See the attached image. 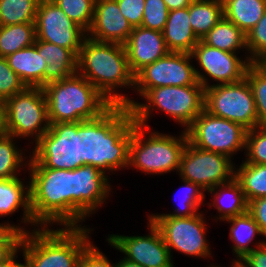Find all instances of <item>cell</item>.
<instances>
[{
	"instance_id": "bcb514c9",
	"label": "cell",
	"mask_w": 266,
	"mask_h": 267,
	"mask_svg": "<svg viewBox=\"0 0 266 267\" xmlns=\"http://www.w3.org/2000/svg\"><path fill=\"white\" fill-rule=\"evenodd\" d=\"M19 252H21V248H19L17 251H15L7 260H5L4 262H1L0 267H27L23 252L21 254H22V257L24 259V264L17 262V261H19L17 259Z\"/></svg>"
},
{
	"instance_id": "f6af8a7d",
	"label": "cell",
	"mask_w": 266,
	"mask_h": 267,
	"mask_svg": "<svg viewBox=\"0 0 266 267\" xmlns=\"http://www.w3.org/2000/svg\"><path fill=\"white\" fill-rule=\"evenodd\" d=\"M250 267H266V243L258 248L253 249L244 257Z\"/></svg>"
},
{
	"instance_id": "c3c4849f",
	"label": "cell",
	"mask_w": 266,
	"mask_h": 267,
	"mask_svg": "<svg viewBox=\"0 0 266 267\" xmlns=\"http://www.w3.org/2000/svg\"><path fill=\"white\" fill-rule=\"evenodd\" d=\"M193 0H164L169 11L189 7Z\"/></svg>"
},
{
	"instance_id": "1f68e13d",
	"label": "cell",
	"mask_w": 266,
	"mask_h": 267,
	"mask_svg": "<svg viewBox=\"0 0 266 267\" xmlns=\"http://www.w3.org/2000/svg\"><path fill=\"white\" fill-rule=\"evenodd\" d=\"M182 186L179 188L180 190L177 191L179 193L177 199V203L179 207H176L173 209L171 213H163V214H157L153 213L152 215L148 216H171V217H191L193 215H196L199 211V208L201 206H204L203 201L206 198L205 191L200 188L195 183H192L190 181H186L182 179ZM176 195V193L174 194Z\"/></svg>"
},
{
	"instance_id": "f907efd6",
	"label": "cell",
	"mask_w": 266,
	"mask_h": 267,
	"mask_svg": "<svg viewBox=\"0 0 266 267\" xmlns=\"http://www.w3.org/2000/svg\"><path fill=\"white\" fill-rule=\"evenodd\" d=\"M266 75V54L253 62Z\"/></svg>"
},
{
	"instance_id": "5bb4252c",
	"label": "cell",
	"mask_w": 266,
	"mask_h": 267,
	"mask_svg": "<svg viewBox=\"0 0 266 267\" xmlns=\"http://www.w3.org/2000/svg\"><path fill=\"white\" fill-rule=\"evenodd\" d=\"M191 59L193 60L191 53L168 52L135 75L134 92L142 99L152 88L201 85Z\"/></svg>"
},
{
	"instance_id": "e0dca14e",
	"label": "cell",
	"mask_w": 266,
	"mask_h": 267,
	"mask_svg": "<svg viewBox=\"0 0 266 267\" xmlns=\"http://www.w3.org/2000/svg\"><path fill=\"white\" fill-rule=\"evenodd\" d=\"M36 40L70 49L77 57L87 33L52 0H40L35 19Z\"/></svg>"
},
{
	"instance_id": "f5cc1de1",
	"label": "cell",
	"mask_w": 266,
	"mask_h": 267,
	"mask_svg": "<svg viewBox=\"0 0 266 267\" xmlns=\"http://www.w3.org/2000/svg\"><path fill=\"white\" fill-rule=\"evenodd\" d=\"M230 267H250L243 257L232 260Z\"/></svg>"
},
{
	"instance_id": "f35d334b",
	"label": "cell",
	"mask_w": 266,
	"mask_h": 267,
	"mask_svg": "<svg viewBox=\"0 0 266 267\" xmlns=\"http://www.w3.org/2000/svg\"><path fill=\"white\" fill-rule=\"evenodd\" d=\"M247 54L252 63L266 54V11L258 23L246 33Z\"/></svg>"
},
{
	"instance_id": "d590c367",
	"label": "cell",
	"mask_w": 266,
	"mask_h": 267,
	"mask_svg": "<svg viewBox=\"0 0 266 267\" xmlns=\"http://www.w3.org/2000/svg\"><path fill=\"white\" fill-rule=\"evenodd\" d=\"M245 78L254 96L258 126L266 127V75L251 63L246 70Z\"/></svg>"
},
{
	"instance_id": "52a82bcc",
	"label": "cell",
	"mask_w": 266,
	"mask_h": 267,
	"mask_svg": "<svg viewBox=\"0 0 266 267\" xmlns=\"http://www.w3.org/2000/svg\"><path fill=\"white\" fill-rule=\"evenodd\" d=\"M142 98L144 102L131 99L135 123L149 127L150 115L159 110L185 131L204 110L205 88L202 85L163 86L150 89Z\"/></svg>"
},
{
	"instance_id": "2e32d148",
	"label": "cell",
	"mask_w": 266,
	"mask_h": 267,
	"mask_svg": "<svg viewBox=\"0 0 266 267\" xmlns=\"http://www.w3.org/2000/svg\"><path fill=\"white\" fill-rule=\"evenodd\" d=\"M148 220L149 233L144 236H126L111 234L106 238L110 247L122 254L124 259L140 264L143 267H175L174 260L159 229Z\"/></svg>"
},
{
	"instance_id": "7c38bea8",
	"label": "cell",
	"mask_w": 266,
	"mask_h": 267,
	"mask_svg": "<svg viewBox=\"0 0 266 267\" xmlns=\"http://www.w3.org/2000/svg\"><path fill=\"white\" fill-rule=\"evenodd\" d=\"M198 212L191 217L148 216L159 229L172 257V249L196 258L213 257L206 238L205 214Z\"/></svg>"
},
{
	"instance_id": "83f0119b",
	"label": "cell",
	"mask_w": 266,
	"mask_h": 267,
	"mask_svg": "<svg viewBox=\"0 0 266 267\" xmlns=\"http://www.w3.org/2000/svg\"><path fill=\"white\" fill-rule=\"evenodd\" d=\"M205 44L231 53L247 52L246 34L234 23L222 17L201 39Z\"/></svg>"
},
{
	"instance_id": "f546056e",
	"label": "cell",
	"mask_w": 266,
	"mask_h": 267,
	"mask_svg": "<svg viewBox=\"0 0 266 267\" xmlns=\"http://www.w3.org/2000/svg\"><path fill=\"white\" fill-rule=\"evenodd\" d=\"M35 40V23L0 25V56L6 58L18 50L33 45Z\"/></svg>"
},
{
	"instance_id": "8992f818",
	"label": "cell",
	"mask_w": 266,
	"mask_h": 267,
	"mask_svg": "<svg viewBox=\"0 0 266 267\" xmlns=\"http://www.w3.org/2000/svg\"><path fill=\"white\" fill-rule=\"evenodd\" d=\"M151 129L134 124L129 146L128 169L133 167L134 170L151 175L178 172L188 142L186 131L182 130L176 137V134L173 136Z\"/></svg>"
},
{
	"instance_id": "ac0fdd59",
	"label": "cell",
	"mask_w": 266,
	"mask_h": 267,
	"mask_svg": "<svg viewBox=\"0 0 266 267\" xmlns=\"http://www.w3.org/2000/svg\"><path fill=\"white\" fill-rule=\"evenodd\" d=\"M109 176L100 169L83 165L74 169L75 184V227H83L87 216L98 212L111 194ZM100 206V207H99Z\"/></svg>"
},
{
	"instance_id": "8fae6325",
	"label": "cell",
	"mask_w": 266,
	"mask_h": 267,
	"mask_svg": "<svg viewBox=\"0 0 266 267\" xmlns=\"http://www.w3.org/2000/svg\"><path fill=\"white\" fill-rule=\"evenodd\" d=\"M29 163L50 169L74 170L79 160V122L50 124L48 131L34 144Z\"/></svg>"
},
{
	"instance_id": "d6a6232c",
	"label": "cell",
	"mask_w": 266,
	"mask_h": 267,
	"mask_svg": "<svg viewBox=\"0 0 266 267\" xmlns=\"http://www.w3.org/2000/svg\"><path fill=\"white\" fill-rule=\"evenodd\" d=\"M14 139L16 140L11 135L0 139V178L17 177L19 175L17 172L24 171L29 166L30 160L25 159L26 153L23 152L26 149H19Z\"/></svg>"
},
{
	"instance_id": "db71d44e",
	"label": "cell",
	"mask_w": 266,
	"mask_h": 267,
	"mask_svg": "<svg viewBox=\"0 0 266 267\" xmlns=\"http://www.w3.org/2000/svg\"><path fill=\"white\" fill-rule=\"evenodd\" d=\"M207 267H222V266H220V265H217V266H216V265H214V263H213V264H211L210 266L207 265Z\"/></svg>"
},
{
	"instance_id": "ffe728a7",
	"label": "cell",
	"mask_w": 266,
	"mask_h": 267,
	"mask_svg": "<svg viewBox=\"0 0 266 267\" xmlns=\"http://www.w3.org/2000/svg\"><path fill=\"white\" fill-rule=\"evenodd\" d=\"M124 46L130 70L134 75L170 52L166 47L163 32L142 26L133 28Z\"/></svg>"
},
{
	"instance_id": "ba28073f",
	"label": "cell",
	"mask_w": 266,
	"mask_h": 267,
	"mask_svg": "<svg viewBox=\"0 0 266 267\" xmlns=\"http://www.w3.org/2000/svg\"><path fill=\"white\" fill-rule=\"evenodd\" d=\"M3 103L8 135L26 140L34 137L36 143L48 131L50 123L43 88L26 87Z\"/></svg>"
},
{
	"instance_id": "603a6c76",
	"label": "cell",
	"mask_w": 266,
	"mask_h": 267,
	"mask_svg": "<svg viewBox=\"0 0 266 267\" xmlns=\"http://www.w3.org/2000/svg\"><path fill=\"white\" fill-rule=\"evenodd\" d=\"M189 19V7L169 11L162 31L169 51L191 53L200 41L194 34Z\"/></svg>"
},
{
	"instance_id": "d6986e66",
	"label": "cell",
	"mask_w": 266,
	"mask_h": 267,
	"mask_svg": "<svg viewBox=\"0 0 266 267\" xmlns=\"http://www.w3.org/2000/svg\"><path fill=\"white\" fill-rule=\"evenodd\" d=\"M133 28L120 12L116 0H95L94 18L87 37L100 41L125 44Z\"/></svg>"
},
{
	"instance_id": "4fadbf2b",
	"label": "cell",
	"mask_w": 266,
	"mask_h": 267,
	"mask_svg": "<svg viewBox=\"0 0 266 267\" xmlns=\"http://www.w3.org/2000/svg\"><path fill=\"white\" fill-rule=\"evenodd\" d=\"M235 163L231 158L200 149L187 142L179 165V178L195 183L206 193L217 185L235 178Z\"/></svg>"
},
{
	"instance_id": "ab89813d",
	"label": "cell",
	"mask_w": 266,
	"mask_h": 267,
	"mask_svg": "<svg viewBox=\"0 0 266 267\" xmlns=\"http://www.w3.org/2000/svg\"><path fill=\"white\" fill-rule=\"evenodd\" d=\"M25 88L19 76L9 67L6 58L0 56V101L4 102Z\"/></svg>"
},
{
	"instance_id": "7bdbcfd3",
	"label": "cell",
	"mask_w": 266,
	"mask_h": 267,
	"mask_svg": "<svg viewBox=\"0 0 266 267\" xmlns=\"http://www.w3.org/2000/svg\"><path fill=\"white\" fill-rule=\"evenodd\" d=\"M23 227L14 225L10 221L0 223V245H21L23 235L31 232Z\"/></svg>"
},
{
	"instance_id": "3957f363",
	"label": "cell",
	"mask_w": 266,
	"mask_h": 267,
	"mask_svg": "<svg viewBox=\"0 0 266 267\" xmlns=\"http://www.w3.org/2000/svg\"><path fill=\"white\" fill-rule=\"evenodd\" d=\"M27 170L34 221L40 227H75L74 170L50 169L40 163H29Z\"/></svg>"
},
{
	"instance_id": "f1b7e54d",
	"label": "cell",
	"mask_w": 266,
	"mask_h": 267,
	"mask_svg": "<svg viewBox=\"0 0 266 267\" xmlns=\"http://www.w3.org/2000/svg\"><path fill=\"white\" fill-rule=\"evenodd\" d=\"M189 17L194 34L201 40L223 17L222 0H193Z\"/></svg>"
},
{
	"instance_id": "60d3db41",
	"label": "cell",
	"mask_w": 266,
	"mask_h": 267,
	"mask_svg": "<svg viewBox=\"0 0 266 267\" xmlns=\"http://www.w3.org/2000/svg\"><path fill=\"white\" fill-rule=\"evenodd\" d=\"M120 12L127 19L132 28L142 24L145 0H116Z\"/></svg>"
},
{
	"instance_id": "816d5d0a",
	"label": "cell",
	"mask_w": 266,
	"mask_h": 267,
	"mask_svg": "<svg viewBox=\"0 0 266 267\" xmlns=\"http://www.w3.org/2000/svg\"><path fill=\"white\" fill-rule=\"evenodd\" d=\"M116 267H143L140 264H137L135 262L126 260L124 258L120 259V261H118L116 263Z\"/></svg>"
},
{
	"instance_id": "8d00e7d4",
	"label": "cell",
	"mask_w": 266,
	"mask_h": 267,
	"mask_svg": "<svg viewBox=\"0 0 266 267\" xmlns=\"http://www.w3.org/2000/svg\"><path fill=\"white\" fill-rule=\"evenodd\" d=\"M246 163L266 165V127L247 130L245 143Z\"/></svg>"
},
{
	"instance_id": "7a4b0ae2",
	"label": "cell",
	"mask_w": 266,
	"mask_h": 267,
	"mask_svg": "<svg viewBox=\"0 0 266 267\" xmlns=\"http://www.w3.org/2000/svg\"><path fill=\"white\" fill-rule=\"evenodd\" d=\"M77 72L112 105L131 109L130 96L118 92L127 87L134 89L135 85V75L130 70L123 44L100 42L86 36L78 54Z\"/></svg>"
},
{
	"instance_id": "6da1fadb",
	"label": "cell",
	"mask_w": 266,
	"mask_h": 267,
	"mask_svg": "<svg viewBox=\"0 0 266 267\" xmlns=\"http://www.w3.org/2000/svg\"><path fill=\"white\" fill-rule=\"evenodd\" d=\"M135 119L131 109L111 105L99 117L79 122V160L107 175L128 169L129 146Z\"/></svg>"
},
{
	"instance_id": "4dcf8cb0",
	"label": "cell",
	"mask_w": 266,
	"mask_h": 267,
	"mask_svg": "<svg viewBox=\"0 0 266 267\" xmlns=\"http://www.w3.org/2000/svg\"><path fill=\"white\" fill-rule=\"evenodd\" d=\"M235 179L241 184L247 202L266 197V165L246 163L242 160L235 168Z\"/></svg>"
},
{
	"instance_id": "b9f144b4",
	"label": "cell",
	"mask_w": 266,
	"mask_h": 267,
	"mask_svg": "<svg viewBox=\"0 0 266 267\" xmlns=\"http://www.w3.org/2000/svg\"><path fill=\"white\" fill-rule=\"evenodd\" d=\"M79 267H116L100 249L91 243L82 253Z\"/></svg>"
},
{
	"instance_id": "74e56055",
	"label": "cell",
	"mask_w": 266,
	"mask_h": 267,
	"mask_svg": "<svg viewBox=\"0 0 266 267\" xmlns=\"http://www.w3.org/2000/svg\"><path fill=\"white\" fill-rule=\"evenodd\" d=\"M169 10L164 0H145L141 26L162 32L168 19Z\"/></svg>"
},
{
	"instance_id": "ee69618b",
	"label": "cell",
	"mask_w": 266,
	"mask_h": 267,
	"mask_svg": "<svg viewBox=\"0 0 266 267\" xmlns=\"http://www.w3.org/2000/svg\"><path fill=\"white\" fill-rule=\"evenodd\" d=\"M248 212L259 226L262 237L266 240V197L254 199L248 203Z\"/></svg>"
},
{
	"instance_id": "9c48e42d",
	"label": "cell",
	"mask_w": 266,
	"mask_h": 267,
	"mask_svg": "<svg viewBox=\"0 0 266 267\" xmlns=\"http://www.w3.org/2000/svg\"><path fill=\"white\" fill-rule=\"evenodd\" d=\"M188 142L203 150L232 158L245 151L247 129L241 124L217 117L205 109L185 130Z\"/></svg>"
},
{
	"instance_id": "d4e9b609",
	"label": "cell",
	"mask_w": 266,
	"mask_h": 267,
	"mask_svg": "<svg viewBox=\"0 0 266 267\" xmlns=\"http://www.w3.org/2000/svg\"><path fill=\"white\" fill-rule=\"evenodd\" d=\"M212 195V202L208 206L217 209L218 216L214 220L219 222L248 211V202L241 184L234 178L232 181L220 184L207 191Z\"/></svg>"
},
{
	"instance_id": "5b68a950",
	"label": "cell",
	"mask_w": 266,
	"mask_h": 267,
	"mask_svg": "<svg viewBox=\"0 0 266 267\" xmlns=\"http://www.w3.org/2000/svg\"><path fill=\"white\" fill-rule=\"evenodd\" d=\"M50 124L99 117L112 104L78 72L43 87Z\"/></svg>"
},
{
	"instance_id": "4316f807",
	"label": "cell",
	"mask_w": 266,
	"mask_h": 267,
	"mask_svg": "<svg viewBox=\"0 0 266 267\" xmlns=\"http://www.w3.org/2000/svg\"><path fill=\"white\" fill-rule=\"evenodd\" d=\"M223 17L234 23L245 34L262 18L266 0H222Z\"/></svg>"
},
{
	"instance_id": "7dc6e473",
	"label": "cell",
	"mask_w": 266,
	"mask_h": 267,
	"mask_svg": "<svg viewBox=\"0 0 266 267\" xmlns=\"http://www.w3.org/2000/svg\"><path fill=\"white\" fill-rule=\"evenodd\" d=\"M19 248L20 245H0V263L7 260Z\"/></svg>"
},
{
	"instance_id": "44dd1931",
	"label": "cell",
	"mask_w": 266,
	"mask_h": 267,
	"mask_svg": "<svg viewBox=\"0 0 266 267\" xmlns=\"http://www.w3.org/2000/svg\"><path fill=\"white\" fill-rule=\"evenodd\" d=\"M22 208L21 222L31 224L33 229L40 228L34 221L30 207V181L24 184L22 178H0V217L13 215ZM37 227V228H36Z\"/></svg>"
},
{
	"instance_id": "30bf717a",
	"label": "cell",
	"mask_w": 266,
	"mask_h": 267,
	"mask_svg": "<svg viewBox=\"0 0 266 267\" xmlns=\"http://www.w3.org/2000/svg\"><path fill=\"white\" fill-rule=\"evenodd\" d=\"M204 109L217 117L241 124L247 130L258 126L254 96L246 78L205 89Z\"/></svg>"
},
{
	"instance_id": "7402d4cb",
	"label": "cell",
	"mask_w": 266,
	"mask_h": 267,
	"mask_svg": "<svg viewBox=\"0 0 266 267\" xmlns=\"http://www.w3.org/2000/svg\"><path fill=\"white\" fill-rule=\"evenodd\" d=\"M34 44L47 63L44 68V86L77 73L78 57L70 49L41 40H35Z\"/></svg>"
},
{
	"instance_id": "836d02e7",
	"label": "cell",
	"mask_w": 266,
	"mask_h": 267,
	"mask_svg": "<svg viewBox=\"0 0 266 267\" xmlns=\"http://www.w3.org/2000/svg\"><path fill=\"white\" fill-rule=\"evenodd\" d=\"M40 0H0V25L35 23Z\"/></svg>"
},
{
	"instance_id": "e575fe53",
	"label": "cell",
	"mask_w": 266,
	"mask_h": 267,
	"mask_svg": "<svg viewBox=\"0 0 266 267\" xmlns=\"http://www.w3.org/2000/svg\"><path fill=\"white\" fill-rule=\"evenodd\" d=\"M86 33L92 26L95 0H52Z\"/></svg>"
},
{
	"instance_id": "681fc988",
	"label": "cell",
	"mask_w": 266,
	"mask_h": 267,
	"mask_svg": "<svg viewBox=\"0 0 266 267\" xmlns=\"http://www.w3.org/2000/svg\"><path fill=\"white\" fill-rule=\"evenodd\" d=\"M8 135L7 126H6V112L5 106L2 101H0V139Z\"/></svg>"
},
{
	"instance_id": "484cf974",
	"label": "cell",
	"mask_w": 266,
	"mask_h": 267,
	"mask_svg": "<svg viewBox=\"0 0 266 267\" xmlns=\"http://www.w3.org/2000/svg\"><path fill=\"white\" fill-rule=\"evenodd\" d=\"M230 223L229 237L233 243L232 252L236 258L244 257L247 253L253 249L258 248L266 243V240L254 243L255 247L250 246L254 241V237L257 235L261 236V231L258 224L247 211L244 214L233 216L223 220Z\"/></svg>"
},
{
	"instance_id": "9a60e30c",
	"label": "cell",
	"mask_w": 266,
	"mask_h": 267,
	"mask_svg": "<svg viewBox=\"0 0 266 267\" xmlns=\"http://www.w3.org/2000/svg\"><path fill=\"white\" fill-rule=\"evenodd\" d=\"M191 55L200 66L201 70L195 68V73L198 82L205 89L213 85L210 80L208 81L211 78L217 85L242 80L245 78L247 68L252 63L247 57L243 59L236 53L209 46L202 40L195 45Z\"/></svg>"
},
{
	"instance_id": "cb8c5ba5",
	"label": "cell",
	"mask_w": 266,
	"mask_h": 267,
	"mask_svg": "<svg viewBox=\"0 0 266 267\" xmlns=\"http://www.w3.org/2000/svg\"><path fill=\"white\" fill-rule=\"evenodd\" d=\"M6 60L26 87H44V68L47 63L35 44L14 52Z\"/></svg>"
},
{
	"instance_id": "277c9868",
	"label": "cell",
	"mask_w": 266,
	"mask_h": 267,
	"mask_svg": "<svg viewBox=\"0 0 266 267\" xmlns=\"http://www.w3.org/2000/svg\"><path fill=\"white\" fill-rule=\"evenodd\" d=\"M91 231L87 225L31 229L20 245L27 267H79L82 253L92 243Z\"/></svg>"
}]
</instances>
